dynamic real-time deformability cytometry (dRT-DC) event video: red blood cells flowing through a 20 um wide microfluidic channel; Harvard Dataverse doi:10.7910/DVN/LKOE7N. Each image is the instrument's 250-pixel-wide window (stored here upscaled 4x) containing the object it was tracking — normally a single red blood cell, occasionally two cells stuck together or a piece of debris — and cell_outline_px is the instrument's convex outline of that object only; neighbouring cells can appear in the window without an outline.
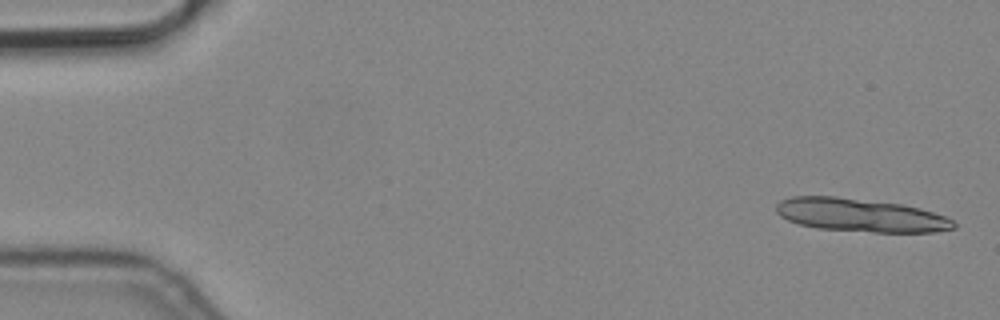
{"species": "common noctule bat (a hibernating species)", "species_latin": "Nyctalus noctula", "temperature_condition": "cold", "stored_images_in_passage": 4, "camera_frame_rate_fps": 3000, "um_per_image_px": 0.085, "animal": {"sex": "male", "body_mass_g": 19.2, "forearm_length_mm": 51.8}, "frame": {"image": 1, "passage_image": 1, "time_ms": 0.0, "image_size_px": [1000, 320], "cell_outline_px": [[956, 228], [936, 232], [872, 232], [816, 228], [800, 224], [788, 220], [780, 216], [776, 212], [776, 204], [780, 200], [792, 196], [836, 196], [904, 204], [920, 208], [944, 216], [952, 220], [956, 224]], "centroid_in_image_um": [73.13, 18.28], "position_along_channel_um": 11.9, "area_um2": 34.56}}